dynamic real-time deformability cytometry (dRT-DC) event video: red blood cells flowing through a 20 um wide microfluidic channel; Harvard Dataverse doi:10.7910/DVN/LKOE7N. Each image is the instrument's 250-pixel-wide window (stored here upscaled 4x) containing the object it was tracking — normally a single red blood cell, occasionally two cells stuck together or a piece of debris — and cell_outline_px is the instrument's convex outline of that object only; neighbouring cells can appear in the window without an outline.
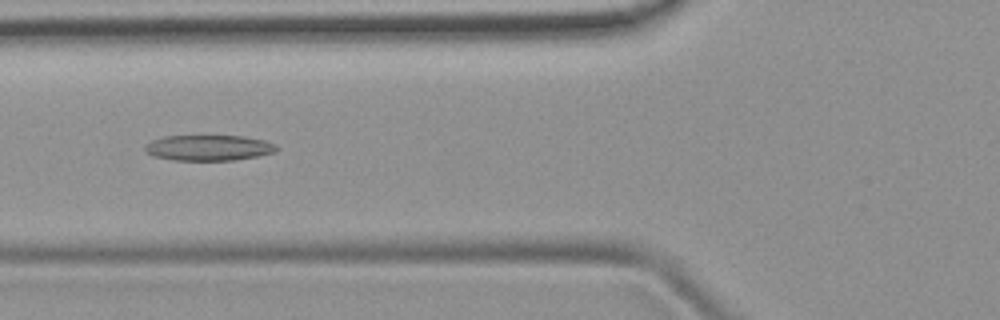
{"species": "common noctule bat (a hibernating species)", "species_latin": "Nyctalus noctula", "temperature_condition": "room temperature", "stored_images_in_passage": 48, "camera_frame_rate_fps": 3000, "um_per_image_px": 0.085, "animal": {"sex": "female", "body_mass_g": 19.9}, "frame": {"image": 1, "passage_image": 18, "time_ms": 5.667, "image_size_px": [1000, 320], "cell_outline_px": [[280, 148], [276, 152], [236, 160], [172, 160], [152, 156], [144, 152], [144, 144], [152, 140], [164, 136], [244, 136], [264, 140], [276, 144]], "centroid_in_image_um": [17.72, 12.56], "position_along_channel_um": 108.1, "area_um2": 19.88}}
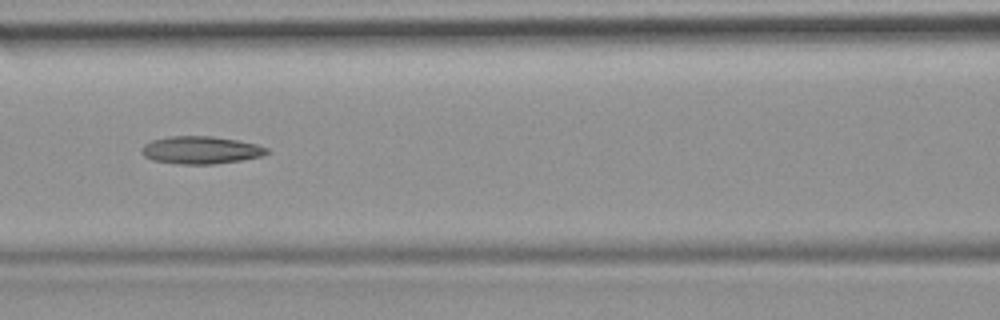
{"frame": {"image": 2, "passage_image": 21, "time_ms": 6.667, "image_size_px": [1000, 320], "cell_outline_px": [[268, 152], [264, 156], [216, 164], [176, 164], [152, 160], [144, 156], [140, 152], [140, 148], [144, 144], [152, 140], [168, 136], [212, 136], [236, 140], [256, 144], [268, 148]], "centroid_in_image_um": [17.03, 12.76], "position_along_channel_um": 149.6, "area_um2": 20.29}}
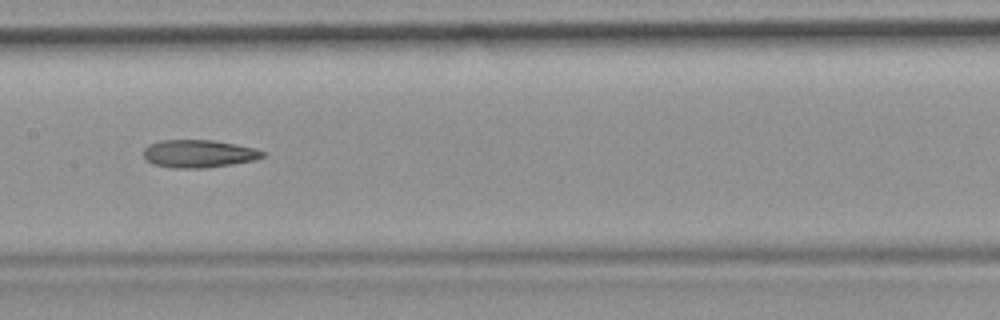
{"frame": {"image": 3, "passage_image": 24, "time_ms": 7.667, "image_size_px": [1000, 320], "cell_outline_px": [[264, 156], [256, 160], [208, 168], [172, 168], [152, 164], [144, 160], [144, 148], [148, 144], [160, 140], [212, 140], [236, 144], [256, 148], [264, 152]], "centroid_in_image_um": [16.87, 13.07], "position_along_channel_um": 190.5, "area_um2": 19.54}}